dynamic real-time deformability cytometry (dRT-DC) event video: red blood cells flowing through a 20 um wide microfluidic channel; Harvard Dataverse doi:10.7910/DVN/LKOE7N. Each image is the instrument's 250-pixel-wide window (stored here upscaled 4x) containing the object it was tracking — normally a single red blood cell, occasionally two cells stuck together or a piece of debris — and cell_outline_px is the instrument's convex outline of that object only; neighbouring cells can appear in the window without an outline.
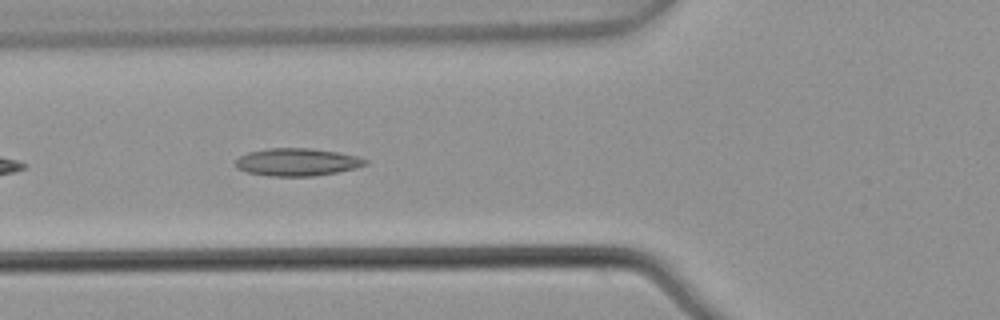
{"species": "common noctule bat (a hibernating species)", "species_latin": "Nyctalus noctula", "temperature_condition": "warm", "stored_images_in_passage": 6, "camera_frame_rate_fps": 3000, "um_per_image_px": 0.085, "animal": {"sex": "male", "body_mass_g": 21.5, "forearm_length_mm": 52.0}, "frame": {"image": 1, "passage_image": 5, "time_ms": 1.333, "image_size_px": [1000, 320], "cell_outline_px": [[368, 164], [356, 168], [340, 172], [312, 176], [268, 176], [248, 172], [236, 168], [236, 160], [240, 156], [248, 152], [268, 148], [312, 148], [336, 152], [356, 156], [368, 160]], "centroid_in_image_um": [25.27, 13.78], "position_along_channel_um": 100.5, "area_um2": 20.92}}
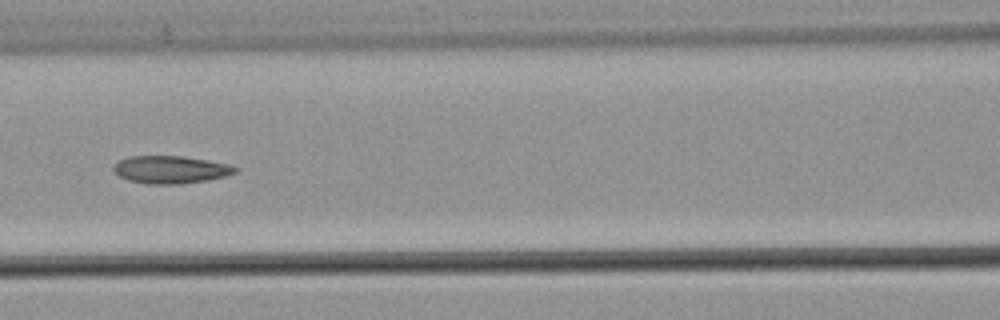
{"frame": {"image": 2, "passage_image": 6, "time_ms": 1.667, "image_size_px": [1000, 320], "cell_outline_px": [[240, 168], [236, 172], [224, 176], [208, 180], [180, 184], [148, 184], [128, 180], [120, 176], [112, 168], [120, 160], [128, 156], [180, 156], [208, 160], [228, 164]], "centroid_in_image_um": [14.52, 14.42], "position_along_channel_um": 152.1, "area_um2": 19.48}}